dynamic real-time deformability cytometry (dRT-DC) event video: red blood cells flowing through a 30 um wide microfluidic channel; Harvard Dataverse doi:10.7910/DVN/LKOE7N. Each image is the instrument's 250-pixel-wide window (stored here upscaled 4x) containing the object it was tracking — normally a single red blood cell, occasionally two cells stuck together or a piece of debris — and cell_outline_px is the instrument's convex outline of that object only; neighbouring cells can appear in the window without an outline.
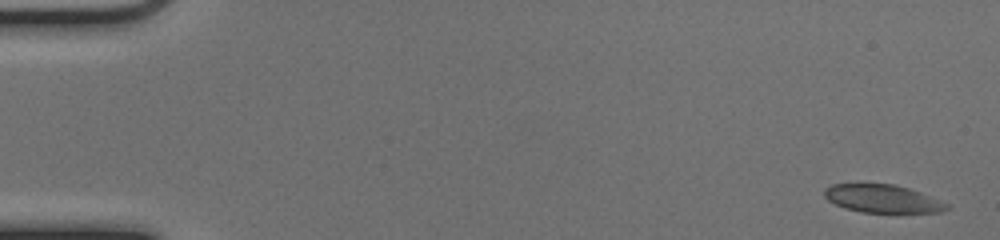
{"species": "common noctule bat (a hibernating species)", "species_latin": "Nyctalus noctula", "temperature_condition": "cold", "stored_images_in_passage": 52, "camera_frame_rate_fps": 3000, "um_per_image_px": 0.085, "animal": {"sex": "female", "body_mass_g": 17.0, "forearm_length_mm": 48.0}, "frame": {"image": 1, "passage_image": 1, "time_ms": 0.0, "image_size_px": [1000, 240], "cell_outline_px": [[952, 208], [940, 212], [864, 212], [844, 208], [828, 200], [824, 196], [824, 188], [832, 184], [856, 180], [896, 184], [920, 192], [948, 204]], "centroid_in_image_um": [74.93, 16.82], "position_along_channel_um": 10.1, "area_um2": 20.75}}
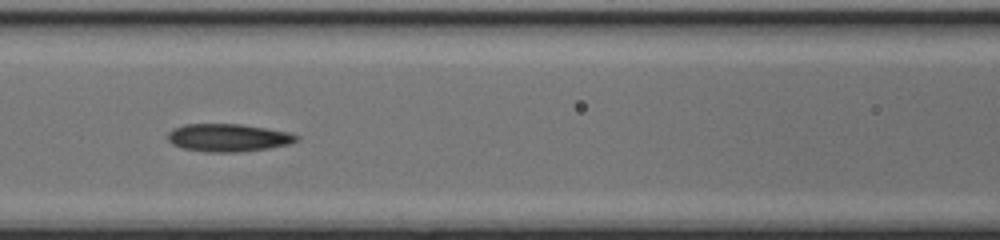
{"frame": {"image": 2, "passage_image": 23, "time_ms": 7.333, "image_size_px": [1000, 240], "cell_outline_px": [[300, 140], [288, 144], [268, 148], [236, 152], [208, 152], [184, 148], [172, 144], [168, 140], [168, 132], [172, 128], [184, 124], [240, 124], [292, 132], [300, 136]], "centroid_in_image_um": [19.42, 11.69], "position_along_channel_um": 147.2, "area_um2": 20.92}}
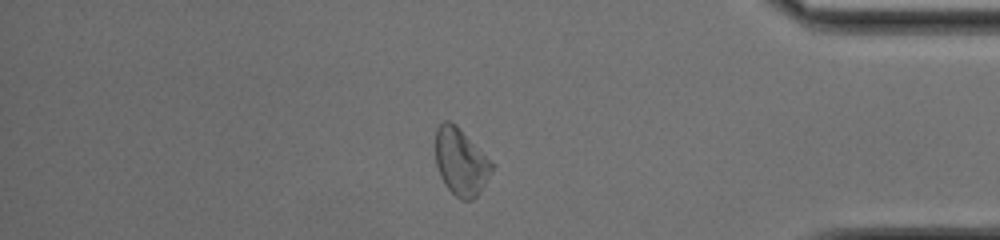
{"frame": {"image": 3, "passage_image": 44, "time_ms": 14.333, "image_size_px": [1000, 240], "cell_outline_px": [[492, 168], [480, 192], [472, 200], [460, 200], [444, 184], [440, 176], [436, 164], [436, 128], [444, 120], [448, 120], [456, 124], [492, 164]], "centroid_in_image_um": [39.12, 13.76], "position_along_channel_um": 396.1, "area_um2": 21.44}}